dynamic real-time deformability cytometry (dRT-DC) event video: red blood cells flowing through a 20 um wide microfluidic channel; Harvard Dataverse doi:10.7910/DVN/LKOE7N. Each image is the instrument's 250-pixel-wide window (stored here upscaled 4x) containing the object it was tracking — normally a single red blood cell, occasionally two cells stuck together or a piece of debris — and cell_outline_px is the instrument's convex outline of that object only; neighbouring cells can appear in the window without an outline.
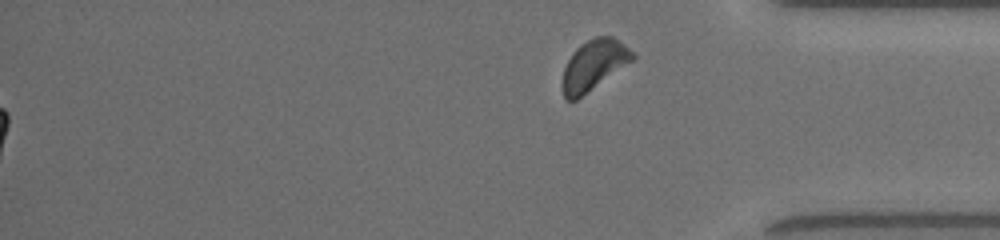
{"species": "common noctule bat (a hibernating species)", "species_latin": "Nyctalus noctula", "temperature_condition": "room temperature", "stored_images_in_passage": 36, "segment_of_instrument_passage": [2, 2], "camera_frame_rate_fps": 3000, "um_per_image_px": 0.085, "animal": {"sex": "female", "body_mass_g": 19.5, "forearm_length_mm": 54.1}, "frame": {"image": 1, "passage_image": 36, "time_ms": 16.667, "image_size_px": [1000, 240], "cell_outline_px": [[636, 56], [632, 60], [576, 100], [568, 100], [564, 96], [560, 84], [564, 68], [572, 52], [580, 44], [596, 36], [612, 36], [636, 52]], "centroid_in_image_um": [50.45, 5.51], "position_along_channel_um": 384.8, "area_um2": 20.4}}